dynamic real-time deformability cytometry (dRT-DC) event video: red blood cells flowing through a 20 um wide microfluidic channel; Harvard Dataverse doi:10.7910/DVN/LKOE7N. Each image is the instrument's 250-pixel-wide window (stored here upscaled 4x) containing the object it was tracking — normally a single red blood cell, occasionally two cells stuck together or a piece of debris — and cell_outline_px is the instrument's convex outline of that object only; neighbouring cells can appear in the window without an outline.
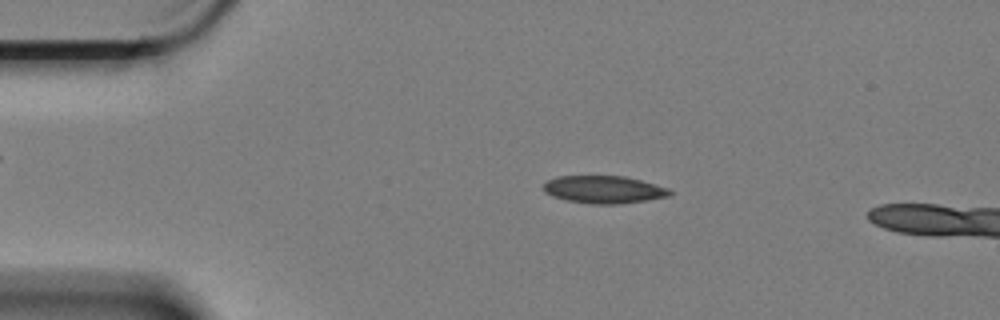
{"species": "Egyptian fruit bat (a non-hibernating species)", "species_latin": "Rousettus aegyptiacus", "temperature_condition": "cold", "stored_images_in_passage": 4, "camera_frame_rate_fps": 3000, "um_per_image_px": 0.085, "animal": {"sex": "female"}, "frame": {"image": 1, "passage_image": 3, "time_ms": 0.667, "image_size_px": [1000, 320], "cell_outline_px": [[676, 192], [668, 196], [620, 204], [588, 204], [568, 200], [552, 196], [544, 192], [544, 184], [548, 180], [556, 176], [624, 176], [640, 180], [668, 188]], "centroid_in_image_um": [51.32, 16.11], "position_along_channel_um": 33.7, "area_um2": 20.23}}